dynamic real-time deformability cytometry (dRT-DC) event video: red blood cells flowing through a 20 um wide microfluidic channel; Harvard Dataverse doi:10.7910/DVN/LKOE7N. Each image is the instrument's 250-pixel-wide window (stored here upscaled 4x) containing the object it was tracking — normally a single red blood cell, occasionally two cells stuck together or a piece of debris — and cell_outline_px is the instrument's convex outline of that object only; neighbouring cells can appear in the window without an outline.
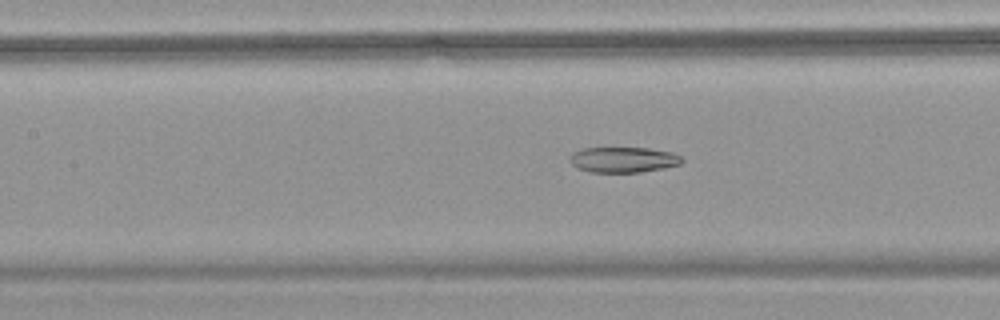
{"species": "common noctule bat (a hibernating species)", "species_latin": "Nyctalus noctula", "temperature_condition": "warm", "stored_images_in_passage": 43, "camera_frame_rate_fps": 3000, "um_per_image_px": 0.085, "animal": {"sex": "female", "body_mass_g": 18.4}, "frame": {"image": 1, "passage_image": 14, "time_ms": 4.333, "image_size_px": [1000, 320], "cell_outline_px": [[684, 160], [680, 164], [664, 168], [640, 172], [592, 172], [576, 168], [568, 160], [572, 152], [580, 148], [648, 148], [672, 152], [680, 156]], "centroid_in_image_um": [52.95, 13.57], "position_along_channel_um": 154.5, "area_um2": 16.76}}
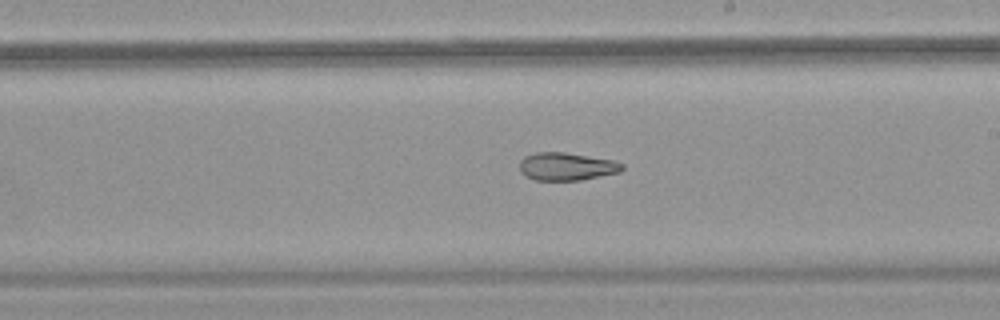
{"frame": {"image": 2, "passage_image": 21, "time_ms": 6.667, "image_size_px": [1000, 320], "cell_outline_px": [[624, 168], [620, 172], [580, 180], [536, 180], [524, 176], [520, 172], [520, 160], [524, 156], [536, 152], [564, 152], [612, 160], [624, 164]], "centroid_in_image_um": [48.13, 14.15], "position_along_channel_um": 240.9, "area_um2": 16.65}}
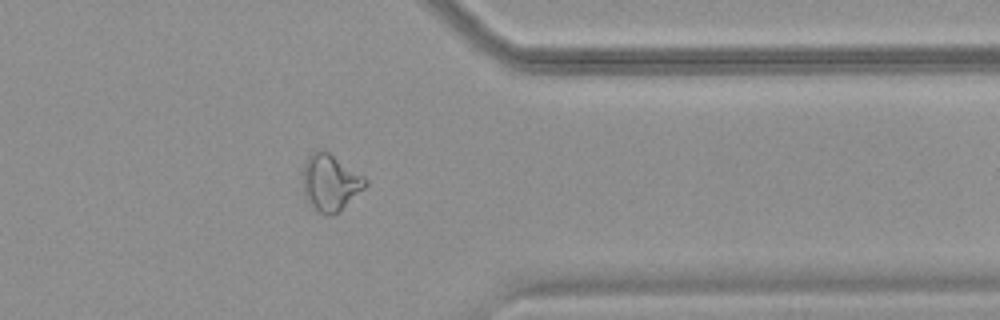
{"frame": {"image": 3, "passage_image": 33, "time_ms": 10.667, "image_size_px": [1000, 320], "cell_outline_px": [[368, 184], [340, 212], [332, 216], [328, 216], [316, 212], [304, 196], [304, 164], [308, 156], [316, 148], [320, 148], [328, 152], [364, 176], [368, 180]], "centroid_in_image_um": [28.08, 15.54], "position_along_channel_um": 383.3, "area_um2": 20.75}, "authors_computed_cell_mechanics": {"area_um2": 18.7272, "velocity_mm_per_s": 3.7287, "shape_relaxation_time_tau1_ms": null, "shape_relaxation_time_tau2_ms": 5.6204, "deformation_change_tau1": null, "deformation_change_tau2": 0.1423}}